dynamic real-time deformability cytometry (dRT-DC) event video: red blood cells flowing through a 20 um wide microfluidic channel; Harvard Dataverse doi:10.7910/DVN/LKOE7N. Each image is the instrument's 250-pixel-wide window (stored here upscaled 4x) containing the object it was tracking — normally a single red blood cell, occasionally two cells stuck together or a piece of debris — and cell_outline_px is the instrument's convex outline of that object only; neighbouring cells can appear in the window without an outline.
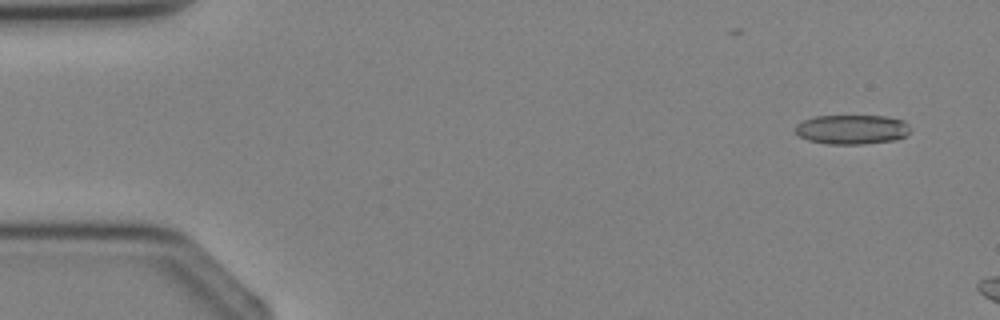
{"species": "Egyptian fruit bat (a non-hibernating species)", "species_latin": "Rousettus aegyptiacus", "temperature_condition": "cold", "stored_images_in_passage": 3, "camera_frame_rate_fps": 3000, "um_per_image_px": 0.085, "animal": {"sex": "female"}, "frame": {"image": 1, "passage_image": 1, "time_ms": 0.0, "image_size_px": [1000, 320], "cell_outline_px": [[912, 128], [904, 136], [896, 140], [864, 144], [828, 144], [808, 140], [800, 136], [796, 132], [796, 124], [804, 120], [816, 116], [888, 116], [904, 120]], "centroid_in_image_um": [72.45, 11.0], "position_along_channel_um": 12.5, "area_um2": 19.83}}